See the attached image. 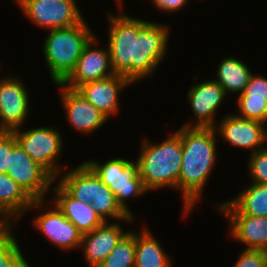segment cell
I'll return each instance as SVG.
<instances>
[{
	"mask_svg": "<svg viewBox=\"0 0 267 267\" xmlns=\"http://www.w3.org/2000/svg\"><path fill=\"white\" fill-rule=\"evenodd\" d=\"M108 48L116 75L132 84L154 74L166 57L169 26L126 15L108 13Z\"/></svg>",
	"mask_w": 267,
	"mask_h": 267,
	"instance_id": "1",
	"label": "cell"
},
{
	"mask_svg": "<svg viewBox=\"0 0 267 267\" xmlns=\"http://www.w3.org/2000/svg\"><path fill=\"white\" fill-rule=\"evenodd\" d=\"M216 135L213 127L181 126L183 152L178 191L182 194L185 216L202 199L207 179L217 163Z\"/></svg>",
	"mask_w": 267,
	"mask_h": 267,
	"instance_id": "2",
	"label": "cell"
},
{
	"mask_svg": "<svg viewBox=\"0 0 267 267\" xmlns=\"http://www.w3.org/2000/svg\"><path fill=\"white\" fill-rule=\"evenodd\" d=\"M182 152L181 126L160 143L154 144L146 138L142 141L136 160L148 192L165 187L178 190Z\"/></svg>",
	"mask_w": 267,
	"mask_h": 267,
	"instance_id": "3",
	"label": "cell"
},
{
	"mask_svg": "<svg viewBox=\"0 0 267 267\" xmlns=\"http://www.w3.org/2000/svg\"><path fill=\"white\" fill-rule=\"evenodd\" d=\"M94 36L85 19L73 27L48 30L43 54L55 85L63 84L69 78L84 47Z\"/></svg>",
	"mask_w": 267,
	"mask_h": 267,
	"instance_id": "4",
	"label": "cell"
},
{
	"mask_svg": "<svg viewBox=\"0 0 267 267\" xmlns=\"http://www.w3.org/2000/svg\"><path fill=\"white\" fill-rule=\"evenodd\" d=\"M84 163L114 193L121 208L131 217H135L126 204V200L134 196L137 198L148 192L139 175L138 162L115 157L103 164L93 159L86 160Z\"/></svg>",
	"mask_w": 267,
	"mask_h": 267,
	"instance_id": "5",
	"label": "cell"
},
{
	"mask_svg": "<svg viewBox=\"0 0 267 267\" xmlns=\"http://www.w3.org/2000/svg\"><path fill=\"white\" fill-rule=\"evenodd\" d=\"M17 142L24 151L43 167L55 180L61 172L62 166L57 165L63 151V139L59 130L52 126L13 130ZM62 170V171H61Z\"/></svg>",
	"mask_w": 267,
	"mask_h": 267,
	"instance_id": "6",
	"label": "cell"
},
{
	"mask_svg": "<svg viewBox=\"0 0 267 267\" xmlns=\"http://www.w3.org/2000/svg\"><path fill=\"white\" fill-rule=\"evenodd\" d=\"M19 8L34 25L46 30L73 27L84 20L76 0H26Z\"/></svg>",
	"mask_w": 267,
	"mask_h": 267,
	"instance_id": "7",
	"label": "cell"
},
{
	"mask_svg": "<svg viewBox=\"0 0 267 267\" xmlns=\"http://www.w3.org/2000/svg\"><path fill=\"white\" fill-rule=\"evenodd\" d=\"M6 174L33 200H46V195L57 181L43 167L35 163L19 143L12 148Z\"/></svg>",
	"mask_w": 267,
	"mask_h": 267,
	"instance_id": "8",
	"label": "cell"
},
{
	"mask_svg": "<svg viewBox=\"0 0 267 267\" xmlns=\"http://www.w3.org/2000/svg\"><path fill=\"white\" fill-rule=\"evenodd\" d=\"M228 221L229 234L246 249L267 251V217L243 215L229 200L215 204Z\"/></svg>",
	"mask_w": 267,
	"mask_h": 267,
	"instance_id": "9",
	"label": "cell"
},
{
	"mask_svg": "<svg viewBox=\"0 0 267 267\" xmlns=\"http://www.w3.org/2000/svg\"><path fill=\"white\" fill-rule=\"evenodd\" d=\"M8 76L0 78V129L2 131H13L23 127L30 113V93L26 86L20 78Z\"/></svg>",
	"mask_w": 267,
	"mask_h": 267,
	"instance_id": "10",
	"label": "cell"
},
{
	"mask_svg": "<svg viewBox=\"0 0 267 267\" xmlns=\"http://www.w3.org/2000/svg\"><path fill=\"white\" fill-rule=\"evenodd\" d=\"M217 136L236 148L248 149L250 154L266 147L265 123L238 117L235 113L226 114L214 127Z\"/></svg>",
	"mask_w": 267,
	"mask_h": 267,
	"instance_id": "11",
	"label": "cell"
},
{
	"mask_svg": "<svg viewBox=\"0 0 267 267\" xmlns=\"http://www.w3.org/2000/svg\"><path fill=\"white\" fill-rule=\"evenodd\" d=\"M187 93V100L196 120L194 124L188 121L181 126L214 128L217 125L215 115L227 96L222 86L213 79L205 80L192 85Z\"/></svg>",
	"mask_w": 267,
	"mask_h": 267,
	"instance_id": "12",
	"label": "cell"
},
{
	"mask_svg": "<svg viewBox=\"0 0 267 267\" xmlns=\"http://www.w3.org/2000/svg\"><path fill=\"white\" fill-rule=\"evenodd\" d=\"M97 38L94 36L84 47L72 74L62 85L76 90L85 83L103 80L114 75L109 48H96V45L99 46Z\"/></svg>",
	"mask_w": 267,
	"mask_h": 267,
	"instance_id": "13",
	"label": "cell"
},
{
	"mask_svg": "<svg viewBox=\"0 0 267 267\" xmlns=\"http://www.w3.org/2000/svg\"><path fill=\"white\" fill-rule=\"evenodd\" d=\"M60 87L61 101L64 107L67 122L79 133L90 134L106 124L108 118L95 106L89 103L77 90Z\"/></svg>",
	"mask_w": 267,
	"mask_h": 267,
	"instance_id": "14",
	"label": "cell"
},
{
	"mask_svg": "<svg viewBox=\"0 0 267 267\" xmlns=\"http://www.w3.org/2000/svg\"><path fill=\"white\" fill-rule=\"evenodd\" d=\"M44 213L36 215L33 226L43 234L49 242L63 251L78 249L81 246L82 233L70 222L55 204Z\"/></svg>",
	"mask_w": 267,
	"mask_h": 267,
	"instance_id": "15",
	"label": "cell"
},
{
	"mask_svg": "<svg viewBox=\"0 0 267 267\" xmlns=\"http://www.w3.org/2000/svg\"><path fill=\"white\" fill-rule=\"evenodd\" d=\"M131 84L127 78L114 74L103 80L80 85L76 90L109 119L119 113V94Z\"/></svg>",
	"mask_w": 267,
	"mask_h": 267,
	"instance_id": "16",
	"label": "cell"
},
{
	"mask_svg": "<svg viewBox=\"0 0 267 267\" xmlns=\"http://www.w3.org/2000/svg\"><path fill=\"white\" fill-rule=\"evenodd\" d=\"M121 221L104 222L93 231L82 234L81 246L86 264L90 267L99 266L117 243L129 232L124 231Z\"/></svg>",
	"mask_w": 267,
	"mask_h": 267,
	"instance_id": "17",
	"label": "cell"
},
{
	"mask_svg": "<svg viewBox=\"0 0 267 267\" xmlns=\"http://www.w3.org/2000/svg\"><path fill=\"white\" fill-rule=\"evenodd\" d=\"M46 206L45 200H33L11 177L0 173V222L13 225L26 210Z\"/></svg>",
	"mask_w": 267,
	"mask_h": 267,
	"instance_id": "18",
	"label": "cell"
},
{
	"mask_svg": "<svg viewBox=\"0 0 267 267\" xmlns=\"http://www.w3.org/2000/svg\"><path fill=\"white\" fill-rule=\"evenodd\" d=\"M52 190L54 191L52 196L54 201L51 203L53 202L82 234L91 232L104 223L90 203L76 200L58 182Z\"/></svg>",
	"mask_w": 267,
	"mask_h": 267,
	"instance_id": "19",
	"label": "cell"
},
{
	"mask_svg": "<svg viewBox=\"0 0 267 267\" xmlns=\"http://www.w3.org/2000/svg\"><path fill=\"white\" fill-rule=\"evenodd\" d=\"M238 114L245 119L267 121V78L252 74L243 92L237 97Z\"/></svg>",
	"mask_w": 267,
	"mask_h": 267,
	"instance_id": "20",
	"label": "cell"
},
{
	"mask_svg": "<svg viewBox=\"0 0 267 267\" xmlns=\"http://www.w3.org/2000/svg\"><path fill=\"white\" fill-rule=\"evenodd\" d=\"M57 180L73 198L80 202L91 203L96 199L97 176L84 162L74 169L61 172Z\"/></svg>",
	"mask_w": 267,
	"mask_h": 267,
	"instance_id": "21",
	"label": "cell"
},
{
	"mask_svg": "<svg viewBox=\"0 0 267 267\" xmlns=\"http://www.w3.org/2000/svg\"><path fill=\"white\" fill-rule=\"evenodd\" d=\"M145 227V228H144ZM135 232V266L134 267H173L172 258L163 249L151 230L144 225Z\"/></svg>",
	"mask_w": 267,
	"mask_h": 267,
	"instance_id": "22",
	"label": "cell"
},
{
	"mask_svg": "<svg viewBox=\"0 0 267 267\" xmlns=\"http://www.w3.org/2000/svg\"><path fill=\"white\" fill-rule=\"evenodd\" d=\"M250 70L245 62L234 56H227L219 62L216 78L213 80L222 86L226 95L228 93L240 95L252 75Z\"/></svg>",
	"mask_w": 267,
	"mask_h": 267,
	"instance_id": "23",
	"label": "cell"
},
{
	"mask_svg": "<svg viewBox=\"0 0 267 267\" xmlns=\"http://www.w3.org/2000/svg\"><path fill=\"white\" fill-rule=\"evenodd\" d=\"M229 201L243 214L267 217V185L250 182Z\"/></svg>",
	"mask_w": 267,
	"mask_h": 267,
	"instance_id": "24",
	"label": "cell"
},
{
	"mask_svg": "<svg viewBox=\"0 0 267 267\" xmlns=\"http://www.w3.org/2000/svg\"><path fill=\"white\" fill-rule=\"evenodd\" d=\"M90 204L104 222H108L109 218L122 222H133L135 220L121 208L114 193L98 177L96 199H93Z\"/></svg>",
	"mask_w": 267,
	"mask_h": 267,
	"instance_id": "25",
	"label": "cell"
},
{
	"mask_svg": "<svg viewBox=\"0 0 267 267\" xmlns=\"http://www.w3.org/2000/svg\"><path fill=\"white\" fill-rule=\"evenodd\" d=\"M135 231L129 232L117 243L115 248L97 267H134Z\"/></svg>",
	"mask_w": 267,
	"mask_h": 267,
	"instance_id": "26",
	"label": "cell"
},
{
	"mask_svg": "<svg viewBox=\"0 0 267 267\" xmlns=\"http://www.w3.org/2000/svg\"><path fill=\"white\" fill-rule=\"evenodd\" d=\"M12 229L0 239V267H31L24 258Z\"/></svg>",
	"mask_w": 267,
	"mask_h": 267,
	"instance_id": "27",
	"label": "cell"
},
{
	"mask_svg": "<svg viewBox=\"0 0 267 267\" xmlns=\"http://www.w3.org/2000/svg\"><path fill=\"white\" fill-rule=\"evenodd\" d=\"M249 155L247 167L251 182L267 185V146Z\"/></svg>",
	"mask_w": 267,
	"mask_h": 267,
	"instance_id": "28",
	"label": "cell"
},
{
	"mask_svg": "<svg viewBox=\"0 0 267 267\" xmlns=\"http://www.w3.org/2000/svg\"><path fill=\"white\" fill-rule=\"evenodd\" d=\"M233 267H267V251L244 249Z\"/></svg>",
	"mask_w": 267,
	"mask_h": 267,
	"instance_id": "29",
	"label": "cell"
},
{
	"mask_svg": "<svg viewBox=\"0 0 267 267\" xmlns=\"http://www.w3.org/2000/svg\"><path fill=\"white\" fill-rule=\"evenodd\" d=\"M17 138L13 131L0 132V173H7L9 168V156L12 148L17 144Z\"/></svg>",
	"mask_w": 267,
	"mask_h": 267,
	"instance_id": "30",
	"label": "cell"
},
{
	"mask_svg": "<svg viewBox=\"0 0 267 267\" xmlns=\"http://www.w3.org/2000/svg\"><path fill=\"white\" fill-rule=\"evenodd\" d=\"M152 3L158 10L172 14L182 10L188 4V0H152Z\"/></svg>",
	"mask_w": 267,
	"mask_h": 267,
	"instance_id": "31",
	"label": "cell"
},
{
	"mask_svg": "<svg viewBox=\"0 0 267 267\" xmlns=\"http://www.w3.org/2000/svg\"><path fill=\"white\" fill-rule=\"evenodd\" d=\"M13 227V225L0 222V239Z\"/></svg>",
	"mask_w": 267,
	"mask_h": 267,
	"instance_id": "32",
	"label": "cell"
},
{
	"mask_svg": "<svg viewBox=\"0 0 267 267\" xmlns=\"http://www.w3.org/2000/svg\"><path fill=\"white\" fill-rule=\"evenodd\" d=\"M265 141H266V146H267V121L265 122Z\"/></svg>",
	"mask_w": 267,
	"mask_h": 267,
	"instance_id": "33",
	"label": "cell"
},
{
	"mask_svg": "<svg viewBox=\"0 0 267 267\" xmlns=\"http://www.w3.org/2000/svg\"><path fill=\"white\" fill-rule=\"evenodd\" d=\"M116 1L119 3L118 8L120 7V9H122L124 7L122 4V0H116Z\"/></svg>",
	"mask_w": 267,
	"mask_h": 267,
	"instance_id": "34",
	"label": "cell"
},
{
	"mask_svg": "<svg viewBox=\"0 0 267 267\" xmlns=\"http://www.w3.org/2000/svg\"><path fill=\"white\" fill-rule=\"evenodd\" d=\"M23 1H26V0H15V2L17 3V5H20Z\"/></svg>",
	"mask_w": 267,
	"mask_h": 267,
	"instance_id": "35",
	"label": "cell"
}]
</instances>
